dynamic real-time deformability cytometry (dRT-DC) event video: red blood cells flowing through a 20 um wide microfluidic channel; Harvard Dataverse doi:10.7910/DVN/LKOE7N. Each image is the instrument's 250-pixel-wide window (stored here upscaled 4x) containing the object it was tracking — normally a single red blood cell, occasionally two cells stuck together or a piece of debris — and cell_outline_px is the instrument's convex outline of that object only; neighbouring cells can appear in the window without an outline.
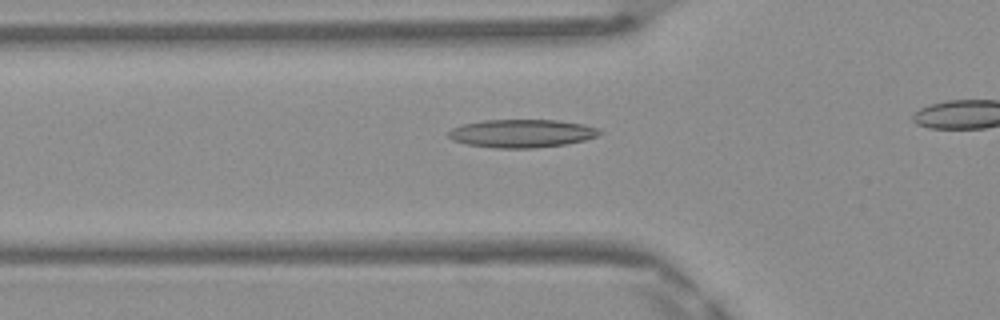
{"species": "Egyptian fruit bat (a non-hibernating species)", "species_latin": "Rousettus aegyptiacus", "temperature_condition": "warm", "stored_images_in_passage": 14, "camera_frame_rate_fps": 3000, "um_per_image_px": 0.085, "frame": {"image": 1, "passage_image": 7, "time_ms": 2.0, "image_size_px": [1000, 320], "cell_outline_px": [[604, 132], [596, 136], [584, 140], [568, 144], [532, 148], [496, 148], [468, 144], [452, 140], [448, 136], [448, 132], [452, 128], [464, 124], [484, 120], [556, 120], [584, 124], [600, 128]], "centroid_in_image_um": [44.39, 11.34], "position_along_channel_um": 81.4, "area_um2": 24.8}}
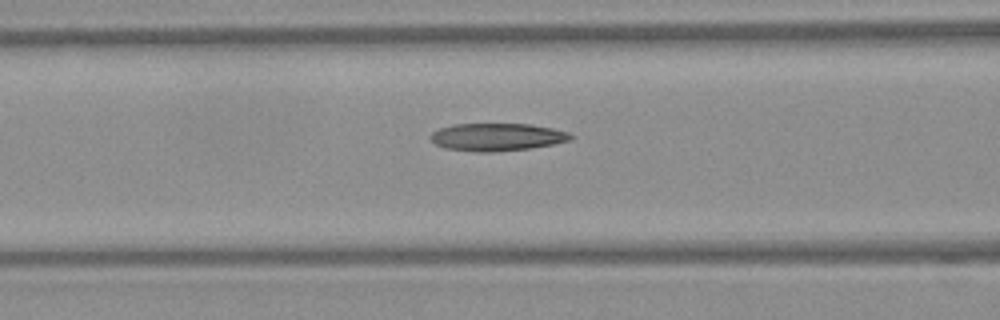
{"frame": {"image": 2, "passage_image": 10, "time_ms": 3.0, "image_size_px": [1000, 320], "cell_outline_px": [[576, 136], [568, 140], [552, 144], [528, 148], [496, 152], [476, 152], [444, 148], [436, 144], [428, 136], [432, 132], [440, 128], [452, 124], [528, 124], [552, 128], [568, 132]], "centroid_in_image_um": [42.21, 11.65], "position_along_channel_um": 124.4, "area_um2": 22.54}}
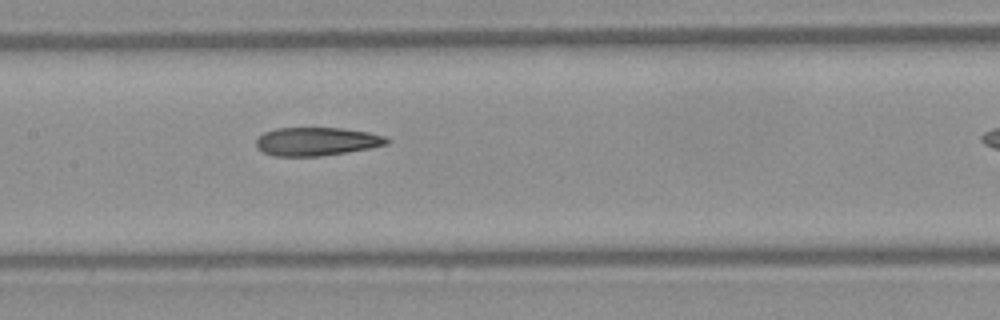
{"frame": {"image": 3, "passage_image": 14, "time_ms": 4.333, "image_size_px": [1000, 320], "cell_outline_px": [[392, 140], [388, 144], [372, 148], [320, 156], [276, 156], [264, 152], [256, 144], [256, 140], [264, 132], [276, 128], [340, 128], [368, 132], [384, 136]], "centroid_in_image_um": [26.96, 12.02], "position_along_channel_um": 180.4, "area_um2": 21.5}}